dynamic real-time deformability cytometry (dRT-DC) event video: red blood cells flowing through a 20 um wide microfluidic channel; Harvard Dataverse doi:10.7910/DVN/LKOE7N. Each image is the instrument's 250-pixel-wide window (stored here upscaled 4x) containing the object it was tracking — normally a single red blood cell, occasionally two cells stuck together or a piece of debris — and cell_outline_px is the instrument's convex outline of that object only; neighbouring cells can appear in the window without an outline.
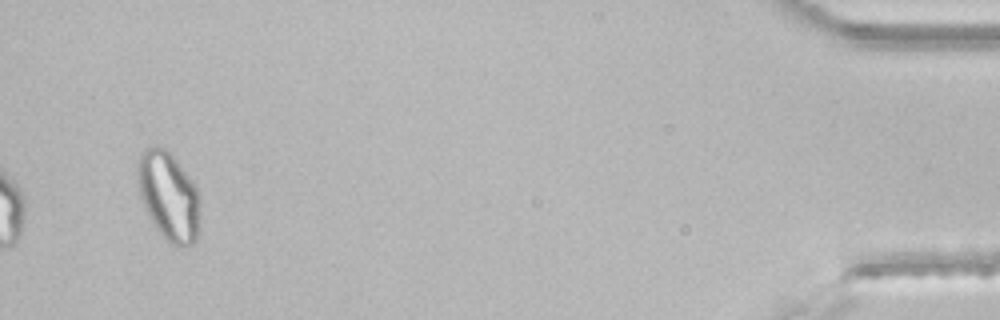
{"species": "common noctule bat (a hibernating species)", "species_latin": "Nyctalus noctula", "temperature_condition": "room temperature", "stored_images_in_passage": 36, "segment_of_instrument_passage": [2, 2], "camera_frame_rate_fps": 3000, "um_per_image_px": 0.085, "animal": {"sex": "male", "body_mass_g": 21.5, "forearm_length_mm": 52.0}, "frame": {"image": 1, "passage_image": 36, "time_ms": 11.667, "image_size_px": [1000, 320], "cell_outline_px": [[200, 232], [196, 240], [188, 248], [176, 248], [168, 244], [152, 224], [144, 208], [140, 196], [136, 180], [136, 164], [140, 152], [144, 148], [152, 144], [160, 144], [176, 160], [192, 180], [196, 188], [200, 212]], "centroid_in_image_um": [14.31, 16.71], "position_along_channel_um": 420.9, "area_um2": 33.47}}